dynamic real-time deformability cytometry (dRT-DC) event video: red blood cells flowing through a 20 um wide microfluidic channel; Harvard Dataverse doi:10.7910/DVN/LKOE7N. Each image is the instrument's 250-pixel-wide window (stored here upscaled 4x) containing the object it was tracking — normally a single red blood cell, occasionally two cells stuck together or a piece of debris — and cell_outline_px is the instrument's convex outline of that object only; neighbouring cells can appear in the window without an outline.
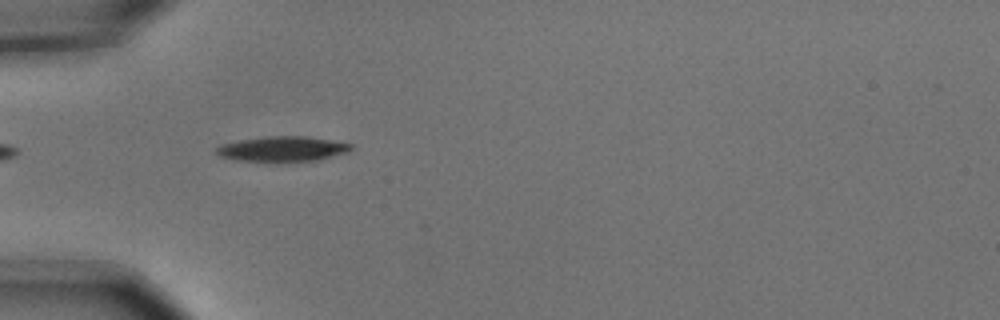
{"species": "common noctule bat (a hibernating species)", "species_latin": "Nyctalus noctula", "temperature_condition": "cold", "stored_images_in_passage": 15, "camera_frame_rate_fps": 3000, "um_per_image_px": 0.085, "animal": {"sex": "male", "body_mass_g": 15.6}, "frame": {"image": 1, "passage_image": 5, "time_ms": 1.333, "image_size_px": [1000, 320], "cell_outline_px": [[352, 148], [348, 152], [320, 160], [236, 160], [220, 156], [216, 152], [216, 148], [224, 144], [240, 140], [268, 136], [304, 136], [352, 144]], "centroid_in_image_um": [24.04, 12.64], "position_along_channel_um": 61.0, "area_um2": 19.02}}
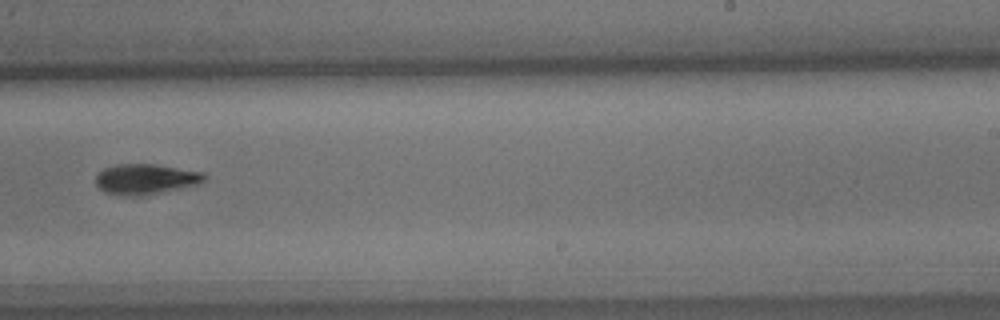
{"frame": {"image": 2, "passage_image": 10, "time_ms": 3.0, "image_size_px": [1000, 320], "cell_outline_px": [[208, 176], [204, 180], [196, 184], [164, 192], [144, 196], [124, 196], [104, 192], [96, 184], [96, 176], [104, 168], [116, 164], [152, 164], [204, 172]], "centroid_in_image_um": [12.37, 15.23], "position_along_channel_um": 276.6, "area_um2": 19.25}}
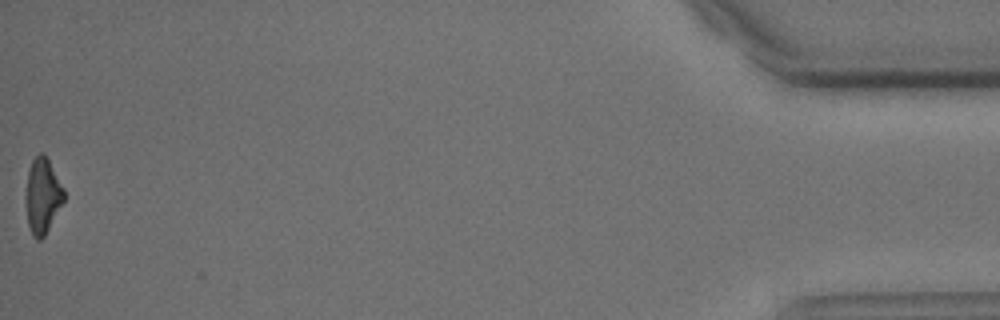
{"frame": {"image": 3, "passage_image": 15, "time_ms": 4.667, "image_size_px": [1000, 320], "cell_outline_px": [[64, 200], [44, 236], [40, 240], [36, 240], [32, 236], [28, 224], [24, 196], [28, 172], [32, 160], [40, 152], [44, 152], [64, 188]], "centroid_in_image_um": [3.59, 16.64], "position_along_channel_um": 431.6, "area_um2": 16.82}}